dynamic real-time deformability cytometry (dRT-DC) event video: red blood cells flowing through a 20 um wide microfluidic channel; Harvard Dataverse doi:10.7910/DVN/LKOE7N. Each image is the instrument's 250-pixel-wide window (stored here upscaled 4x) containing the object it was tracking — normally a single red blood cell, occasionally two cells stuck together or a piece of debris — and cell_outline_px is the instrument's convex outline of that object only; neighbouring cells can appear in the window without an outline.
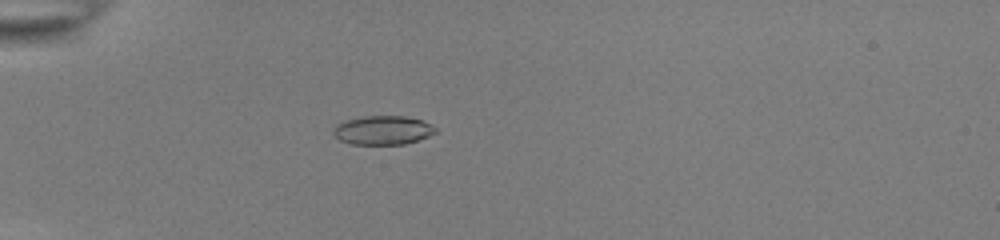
{"species": "common noctule bat (a hibernating species)", "species_latin": "Nyctalus noctula", "temperature_condition": "room temperature", "stored_images_in_passage": 40, "camera_frame_rate_fps": 3000, "um_per_image_px": 0.085, "animal": {"sex": "female", "body_mass_g": 22.0, "forearm_length_mm": 56.7}, "frame": {"image": 1, "passage_image": 4, "time_ms": 1.0, "image_size_px": [1000, 240], "cell_outline_px": [[436, 132], [428, 136], [404, 144], [352, 144], [340, 140], [332, 132], [332, 128], [336, 124], [344, 120], [364, 116], [404, 116], [420, 120], [436, 128]], "centroid_in_image_um": [32.48, 11.06], "position_along_channel_um": 52.5, "area_um2": 17.05}}
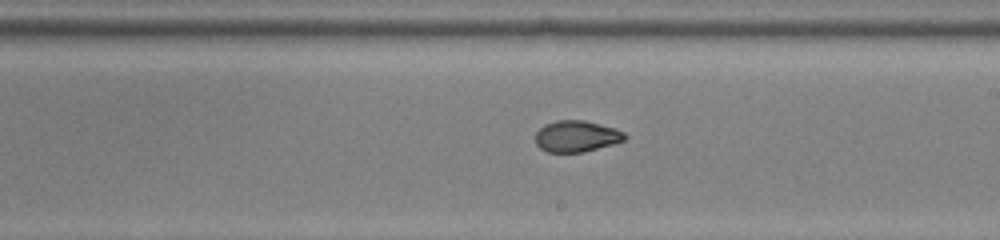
{"frame": {"image": 2, "passage_image": 20, "time_ms": 6.333, "image_size_px": [1000, 240], "cell_outline_px": [[628, 136], [624, 140], [612, 144], [584, 152], [548, 152], [540, 148], [536, 144], [536, 132], [544, 124], [556, 120], [584, 120], [600, 124], [624, 132]], "centroid_in_image_um": [48.98, 11.58], "position_along_channel_um": 240.0, "area_um2": 16.24}}
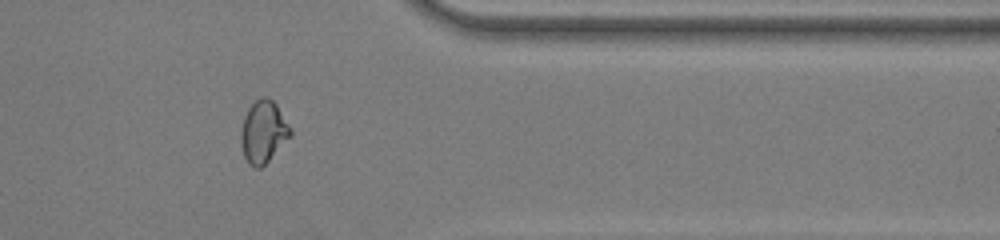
{"frame": {"image": 3, "passage_image": 32, "time_ms": 10.333, "image_size_px": [1000, 240], "cell_outline_px": [[292, 136], [260, 168], [256, 168], [248, 164], [244, 156], [240, 140], [240, 136], [244, 116], [248, 108], [260, 96], [268, 96], [276, 104], [292, 128]], "centroid_in_image_um": [22.39, 11.18], "position_along_channel_um": 389.0, "area_um2": 18.03}, "authors_computed_cell_mechanics": {"area_um2": 17.0221, "velocity_mm_per_s": 3.8953, "shape_relaxation_time_tau1_ms": null, "shape_relaxation_time_tau2_ms": 1.4105, "deformation_change_tau1": null, "deformation_change_tau2": 0.0571}}